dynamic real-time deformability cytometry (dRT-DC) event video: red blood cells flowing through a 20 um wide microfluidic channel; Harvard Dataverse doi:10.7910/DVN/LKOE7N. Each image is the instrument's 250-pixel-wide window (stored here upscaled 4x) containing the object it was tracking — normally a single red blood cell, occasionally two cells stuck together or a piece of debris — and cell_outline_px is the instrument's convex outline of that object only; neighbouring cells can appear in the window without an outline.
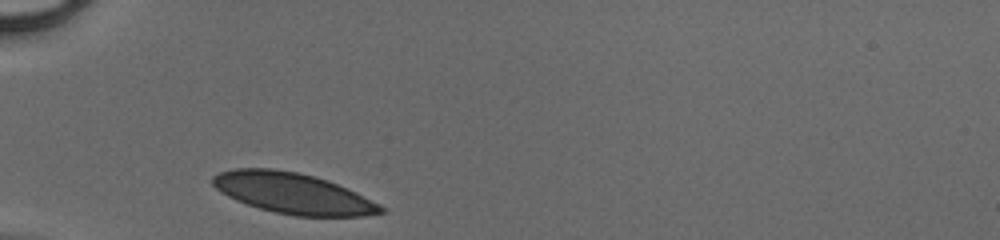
{"species": "human", "species_latin": "Homo sapiens", "temperature_condition": "cold", "stored_images_in_passage": 26, "camera_frame_rate_fps": 3000, "um_per_image_px": 0.085, "donor": {"sex": "male"}, "frame": {"image": 1, "passage_image": 1, "time_ms": 0.0, "image_size_px": [1000, 240], "cell_outline_px": [[384, 212], [364, 216], [296, 216], [276, 212], [260, 208], [236, 200], [220, 192], [212, 184], [212, 176], [220, 172], [236, 168], [272, 168], [296, 172], [328, 180], [380, 204], [384, 208]], "centroid_in_image_um": [24.87, 16.42], "position_along_channel_um": 60.1, "area_um2": 39.48}}
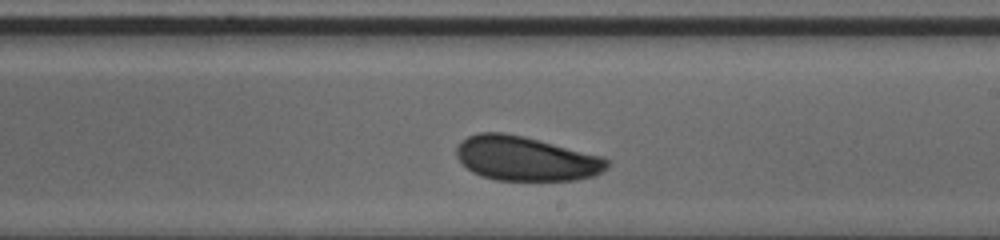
{"frame": {"image": 2, "passage_image": 15, "time_ms": 4.667, "image_size_px": [1000, 240], "cell_outline_px": [[608, 168], [592, 176], [576, 180], [496, 180], [480, 176], [472, 172], [456, 156], [456, 148], [460, 140], [476, 132], [504, 132], [524, 136], [600, 156], [608, 160]], "centroid_in_image_um": [44.64, 13.47], "position_along_channel_um": 244.4, "area_um2": 38.84}}
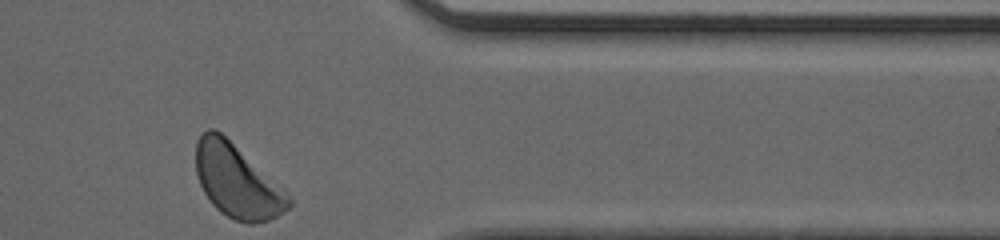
{"frame": {"image": 3, "passage_image": 26, "time_ms": 8.333, "image_size_px": [1000, 240], "cell_outline_px": [[292, 204], [284, 212], [268, 220], [252, 224], [248, 224], [236, 220], [220, 212], [212, 204], [204, 192], [200, 184], [196, 172], [196, 140], [208, 128], [216, 128], [288, 196], [292, 200]], "centroid_in_image_um": [20.08, 15.42], "position_along_channel_um": 391.3, "area_um2": 38.38}}